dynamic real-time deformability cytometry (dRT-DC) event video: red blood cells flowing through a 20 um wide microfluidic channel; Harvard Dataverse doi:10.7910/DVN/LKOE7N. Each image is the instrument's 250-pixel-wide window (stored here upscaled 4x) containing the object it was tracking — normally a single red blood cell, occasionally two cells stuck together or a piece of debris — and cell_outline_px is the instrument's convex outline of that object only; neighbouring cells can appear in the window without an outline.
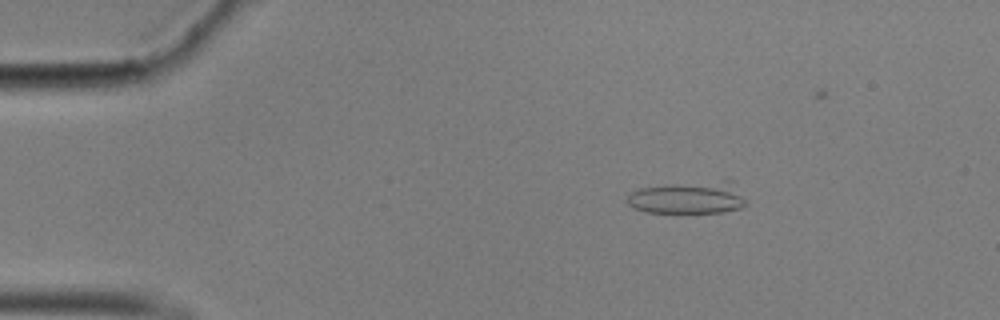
{"species": "common noctule bat (a hibernating species)", "species_latin": "Nyctalus noctula", "temperature_condition": "cold", "stored_images_in_passage": 23, "camera_frame_rate_fps": 3000, "um_per_image_px": 0.085, "animal": {"sex": "male", "body_mass_g": 17.9}, "frame": {"image": 1, "passage_image": 10, "time_ms": 3.0, "image_size_px": [1000, 320], "cell_outline_px": [[744, 204], [740, 208], [720, 212], [648, 212], [632, 208], [628, 204], [628, 196], [632, 192], [640, 188], [672, 184], [724, 180], [736, 180], [744, 200]], "centroid_in_image_um": [58.54, 16.78], "position_along_channel_um": 26.5, "area_um2": 22.25}}
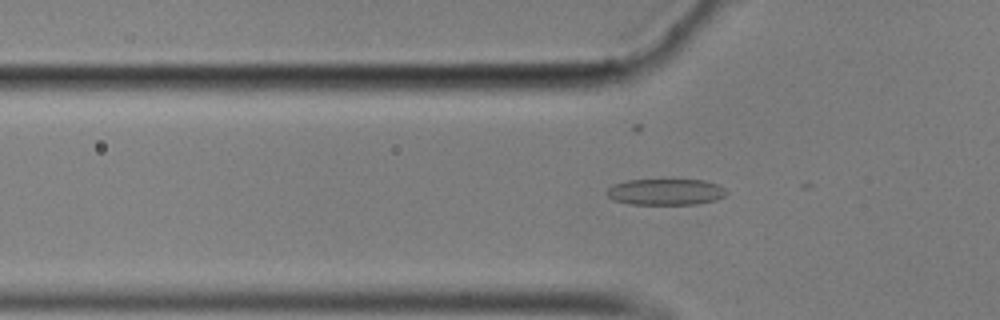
{"frame": {"image": 2, "passage_image": 19, "time_ms": 6.0, "image_size_px": [1000, 320], "cell_outline_px": [[728, 192], [724, 196], [716, 200], [696, 204], [628, 204], [616, 200], [608, 196], [604, 192], [612, 184], [628, 180], [704, 180], [716, 184], [724, 188]], "centroid_in_image_um": [56.56, 16.31], "position_along_channel_um": 69.2, "area_um2": 18.26}}
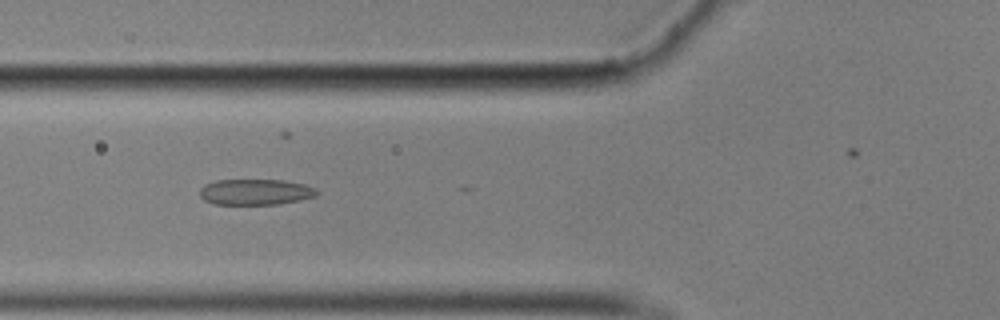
{"frame": {"image": 3, "passage_image": 22, "time_ms": 7.0, "image_size_px": [1000, 320], "cell_outline_px": [[320, 192], [316, 196], [300, 200], [276, 204], [212, 204], [204, 200], [200, 196], [200, 188], [204, 184], [216, 180], [284, 180], [304, 184], [316, 188]], "centroid_in_image_um": [21.71, 16.31], "position_along_channel_um": 104.1, "area_um2": 17.74}}